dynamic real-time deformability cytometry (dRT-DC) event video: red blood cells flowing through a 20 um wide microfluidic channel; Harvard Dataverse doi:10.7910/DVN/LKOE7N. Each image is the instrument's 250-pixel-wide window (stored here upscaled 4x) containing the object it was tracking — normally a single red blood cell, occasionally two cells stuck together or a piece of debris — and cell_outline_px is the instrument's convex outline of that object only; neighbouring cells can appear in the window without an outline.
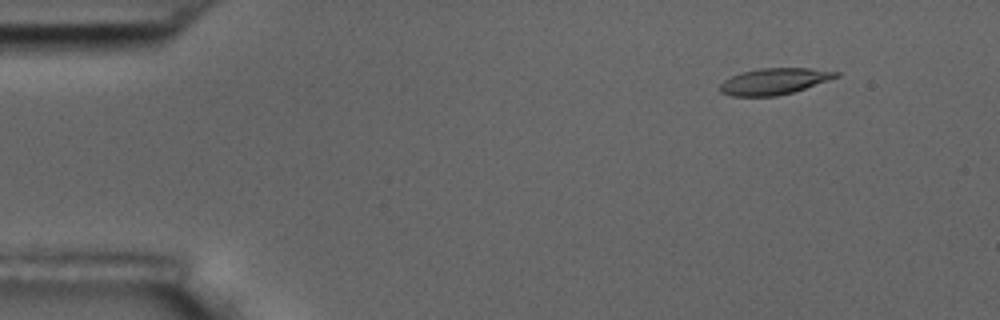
{"species": "common noctule bat (a hibernating species)", "species_latin": "Nyctalus noctula", "temperature_condition": "room temperature", "stored_images_in_passage": 5, "camera_frame_rate_fps": 3000, "um_per_image_px": 0.085, "animal": {"sex": "male", "body_mass_g": 17.5, "forearm_length_mm": 52.3}, "frame": {"image": 1, "passage_image": 2, "time_ms": 1.333, "image_size_px": [1000, 320], "cell_outline_px": [[840, 76], [792, 92], [776, 96], [732, 96], [720, 92], [720, 84], [724, 80], [740, 72], [760, 68], [808, 68], [840, 72]], "centroid_in_image_um": [65.78, 6.91], "position_along_channel_um": 19.2, "area_um2": 17.63}}
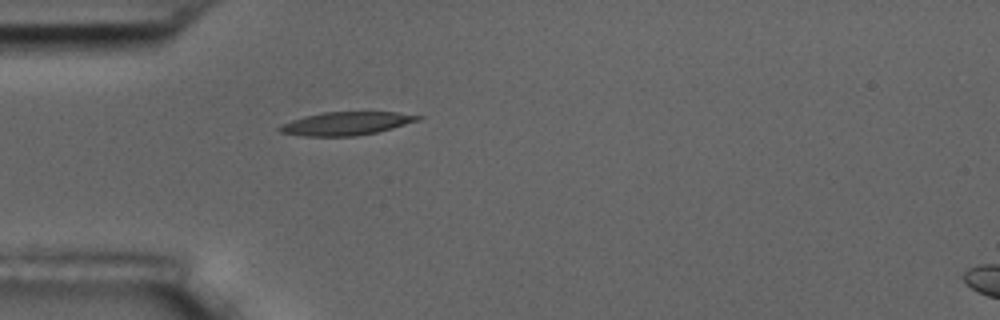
{"frame": {"image": 2, "passage_image": 5, "time_ms": 4.667, "image_size_px": [1000, 320], "cell_outline_px": [[424, 116], [420, 120], [392, 128], [376, 132], [356, 136], [304, 136], [280, 132], [276, 128], [280, 124], [304, 116], [324, 112], [396, 112]], "centroid_in_image_um": [29.41, 10.49], "position_along_channel_um": 55.6, "area_um2": 18.73}}